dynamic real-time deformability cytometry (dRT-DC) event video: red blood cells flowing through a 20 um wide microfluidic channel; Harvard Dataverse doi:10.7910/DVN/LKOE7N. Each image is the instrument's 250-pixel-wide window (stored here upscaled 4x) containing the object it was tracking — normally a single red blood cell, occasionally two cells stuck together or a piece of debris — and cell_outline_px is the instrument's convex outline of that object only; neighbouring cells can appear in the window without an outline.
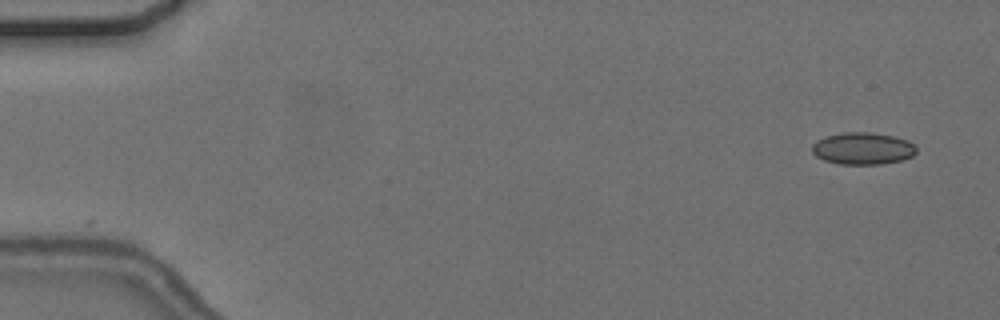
{"species": "common noctule bat (a hibernating species)", "species_latin": "Nyctalus noctula", "temperature_condition": "cold", "stored_images_in_passage": 6, "camera_frame_rate_fps": 3000, "um_per_image_px": 0.085, "animal": {"sex": "female", "body_mass_g": 24.6, "forearm_length_mm": 56.2}, "frame": {"image": 1, "passage_image": 1, "time_ms": 0.0, "image_size_px": [1000, 320], "cell_outline_px": [[916, 152], [912, 156], [900, 160], [880, 164], [840, 164], [824, 160], [816, 156], [812, 152], [812, 144], [816, 140], [828, 136], [844, 132], [872, 132], [892, 136], [908, 140], [916, 148]], "centroid_in_image_um": [73.31, 12.62], "position_along_channel_um": 11.7, "area_um2": 19.36}}
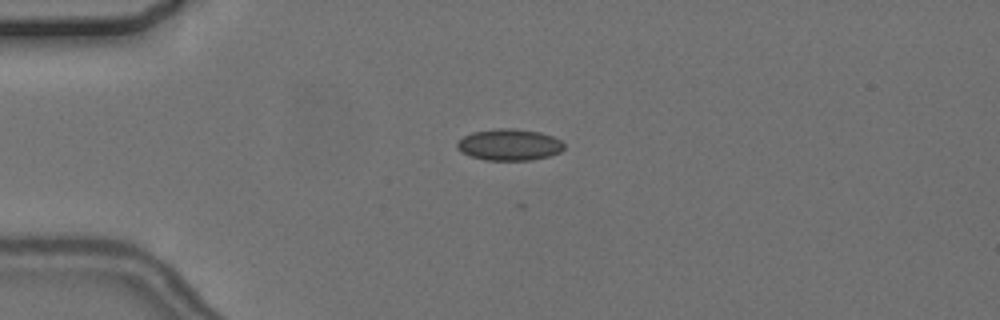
{"frame": {"image": 2, "passage_image": 4, "time_ms": 3.667, "image_size_px": [1000, 320], "cell_outline_px": [[564, 148], [560, 152], [548, 156], [532, 160], [484, 160], [460, 152], [456, 148], [456, 144], [464, 136], [472, 132], [496, 128], [512, 128], [540, 132], [552, 136], [560, 140], [564, 144]], "centroid_in_image_um": [43.28, 12.3], "position_along_channel_um": 41.7, "area_um2": 19.65}}